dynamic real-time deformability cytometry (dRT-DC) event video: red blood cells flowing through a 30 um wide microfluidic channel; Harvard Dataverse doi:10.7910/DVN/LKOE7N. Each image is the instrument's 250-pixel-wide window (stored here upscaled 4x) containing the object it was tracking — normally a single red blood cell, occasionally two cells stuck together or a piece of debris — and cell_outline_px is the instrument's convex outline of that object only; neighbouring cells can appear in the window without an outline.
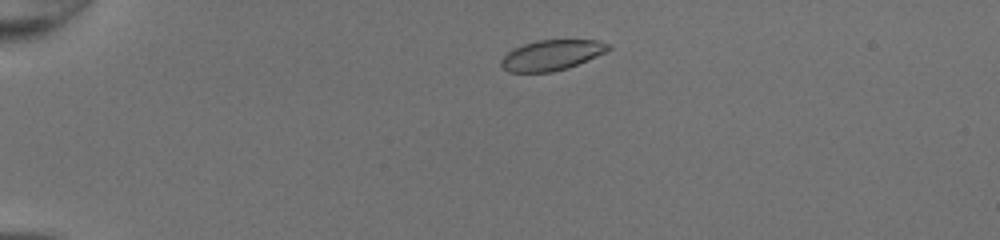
{"species": "common noctule bat (a hibernating species)", "species_latin": "Nyctalus noctula", "temperature_condition": "room temperature", "stored_images_in_passage": 43, "camera_frame_rate_fps": 3000, "um_per_image_px": 0.085, "animal": {"sex": "female", "body_mass_g": 20.0, "forearm_length_mm": 54.0}, "frame": {"image": 1, "passage_image": 5, "time_ms": 1.333, "image_size_px": [1000, 240], "cell_outline_px": [[612, 48], [596, 56], [568, 68], [552, 72], [508, 72], [500, 64], [500, 60], [512, 48], [536, 40], [596, 40], [612, 44]], "centroid_in_image_um": [46.88, 4.68], "position_along_channel_um": 38.1, "area_um2": 18.96}}
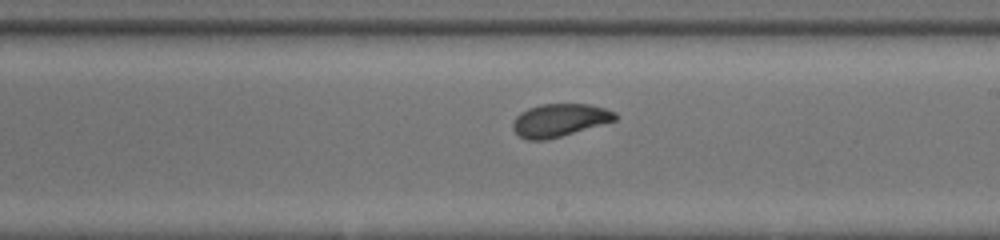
{"frame": {"image": 2, "passage_image": 24, "time_ms": 7.667, "image_size_px": [1000, 240], "cell_outline_px": [[620, 116], [616, 120], [560, 136], [544, 140], [528, 140], [520, 136], [512, 128], [512, 124], [516, 116], [520, 112], [528, 108], [540, 104], [588, 104], [604, 108], [616, 112]], "centroid_in_image_um": [47.56, 10.2], "position_along_channel_um": 241.4, "area_um2": 19.48}}
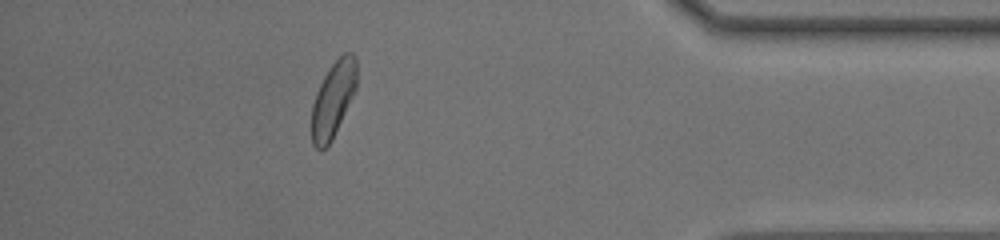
{"frame": {"image": 3, "passage_image": 38, "time_ms": 12.333, "image_size_px": [1000, 240], "cell_outline_px": [[356, 88], [332, 140], [320, 152], [312, 144], [312, 104], [316, 92], [328, 68], [344, 52], [352, 52], [356, 56]], "centroid_in_image_um": [28.31, 8.44], "position_along_channel_um": 406.9, "area_um2": 19.71}, "authors_computed_cell_mechanics": {"area_um2": 20.0566, "velocity_mm_per_s": 4.2544, "shape_relaxation_time_tau1_ms": 3.7108, "shape_relaxation_time_tau2_ms": 1.5553, "deformation_change_tau1": 0.1333, "deformation_change_tau2": 0.0743}}